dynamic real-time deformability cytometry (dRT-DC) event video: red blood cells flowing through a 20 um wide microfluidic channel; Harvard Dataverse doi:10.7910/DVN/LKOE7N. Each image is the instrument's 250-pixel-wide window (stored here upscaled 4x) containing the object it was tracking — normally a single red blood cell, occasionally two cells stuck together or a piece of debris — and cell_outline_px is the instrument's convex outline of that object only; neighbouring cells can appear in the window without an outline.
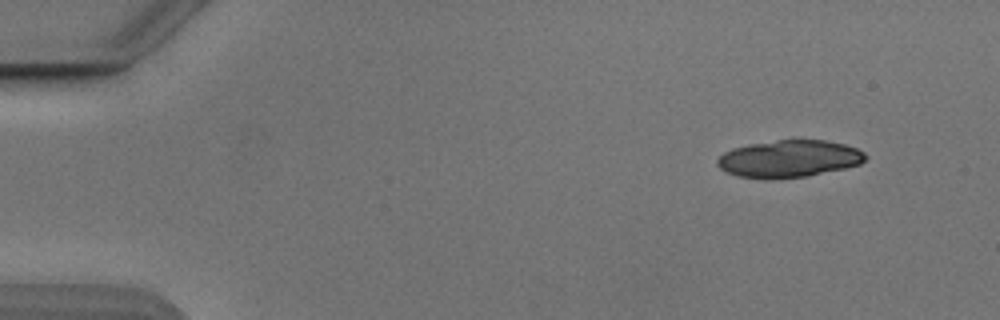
{"species": "Egyptian fruit bat (a non-hibernating species)", "species_latin": "Rousettus aegyptiacus", "temperature_condition": "cold", "stored_images_in_passage": 9, "camera_frame_rate_fps": 3000, "um_per_image_px": 0.085, "animal": {"sex": "male"}, "frame": {"image": 1, "passage_image": 1, "time_ms": 0.0, "image_size_px": [1000, 320], "cell_outline_px": [[868, 156], [860, 164], [844, 168], [808, 176], [772, 180], [764, 180], [740, 176], [728, 172], [720, 168], [716, 164], [716, 160], [724, 152], [732, 148], [748, 144], [796, 136], [824, 140], [844, 144], [856, 148], [864, 152]], "centroid_in_image_um": [67.06, 13.46], "position_along_channel_um": 17.9, "area_um2": 33.12}}